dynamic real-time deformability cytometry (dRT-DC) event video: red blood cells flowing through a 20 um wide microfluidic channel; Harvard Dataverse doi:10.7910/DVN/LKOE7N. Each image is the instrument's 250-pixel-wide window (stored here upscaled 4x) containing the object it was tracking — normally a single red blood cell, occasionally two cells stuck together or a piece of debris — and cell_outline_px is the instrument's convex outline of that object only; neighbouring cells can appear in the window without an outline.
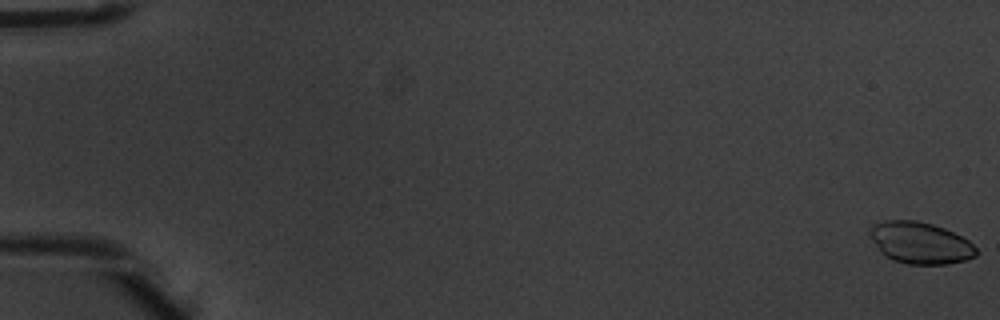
{"species": "common noctule bat (a hibernating species)", "species_latin": "Nyctalus noctula", "temperature_condition": "warm", "stored_images_in_passage": 6, "camera_frame_rate_fps": 3000, "um_per_image_px": 0.085, "animal": {"sex": "male", "body_mass_g": 20.1, "forearm_length_mm": 53.5}, "frame": {"image": 1, "passage_image": 1, "time_ms": 0.0, "image_size_px": [1000, 320], "cell_outline_px": [[980, 252], [976, 256], [964, 260], [948, 264], [908, 264], [892, 260], [880, 252], [872, 240], [868, 232], [872, 224], [884, 220], [916, 220], [932, 224], [944, 228], [968, 240]], "centroid_in_image_um": [78.2, 20.64], "position_along_channel_um": 6.8, "area_um2": 25.95}}